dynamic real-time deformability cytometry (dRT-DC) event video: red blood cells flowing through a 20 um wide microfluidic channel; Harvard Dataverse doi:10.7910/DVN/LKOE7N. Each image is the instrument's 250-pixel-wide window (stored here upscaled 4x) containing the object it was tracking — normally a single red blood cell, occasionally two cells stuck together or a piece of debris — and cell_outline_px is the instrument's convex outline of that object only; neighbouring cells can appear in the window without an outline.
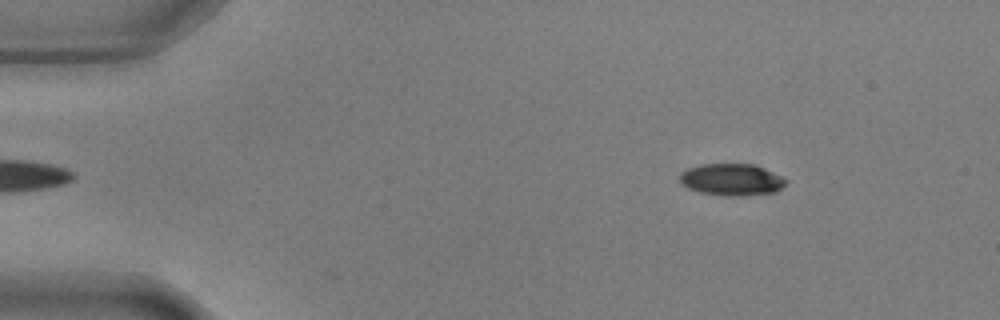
{"species": "common noctule bat (a hibernating species)", "species_latin": "Nyctalus noctula", "temperature_condition": "warm", "stored_images_in_passage": 49, "camera_frame_rate_fps": 3000, "um_per_image_px": 0.085, "animal": {"sex": "male", "body_mass_g": 17.9, "forearm_length_mm": 54.2}, "frame": {"image": 1, "passage_image": 2, "time_ms": 0.333, "image_size_px": [1000, 320], "cell_outline_px": [[788, 180], [776, 192], [744, 196], [724, 196], [700, 192], [688, 188], [680, 184], [680, 172], [688, 168], [700, 164], [756, 164]], "centroid_in_image_um": [62.16, 15.27], "position_along_channel_um": 22.8, "area_um2": 19.83}}
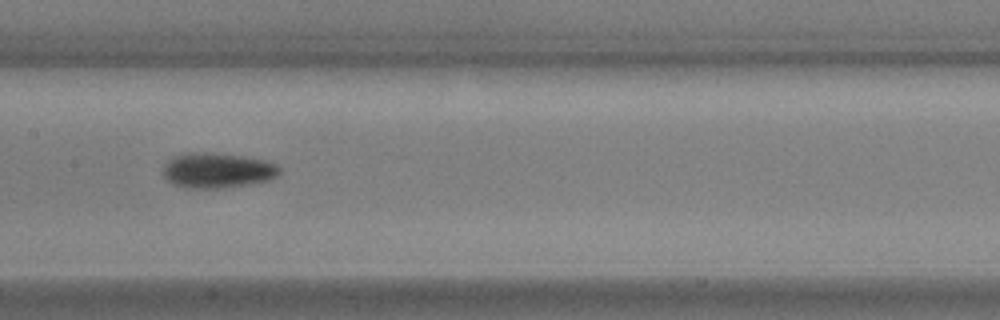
{"frame": {"image": 2, "passage_image": 22, "time_ms": 7.0, "image_size_px": [1000, 320], "cell_outline_px": [[280, 172], [276, 176], [268, 180], [252, 184], [220, 188], [196, 188], [172, 184], [160, 172], [164, 164], [172, 156], [184, 152], [212, 152], [244, 156], [264, 160], [276, 164], [280, 168]], "centroid_in_image_um": [18.44, 14.46], "position_along_channel_um": 189.0, "area_um2": 24.16}}
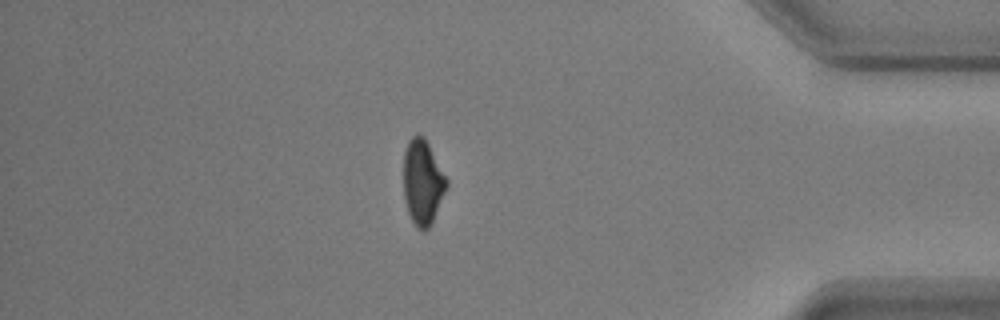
{"frame": {"image": 3, "passage_image": 42, "time_ms": 13.667, "image_size_px": [1000, 320], "cell_outline_px": [[448, 184], [432, 224], [424, 232], [416, 228], [408, 212], [404, 200], [404, 152], [408, 140], [412, 136], [424, 136], [448, 180]], "centroid_in_image_um": [35.92, 15.52], "position_along_channel_um": 399.3, "area_um2": 21.33}, "authors_computed_cell_mechanics": {"area_um2": 21.675, "velocity_mm_per_s": 3.6723, "shape_relaxation_time_tau1_ms": 2.5418, "shape_relaxation_time_tau2_ms": null, "deformation_change_tau1": 0.1423, "deformation_change_tau2": null}}